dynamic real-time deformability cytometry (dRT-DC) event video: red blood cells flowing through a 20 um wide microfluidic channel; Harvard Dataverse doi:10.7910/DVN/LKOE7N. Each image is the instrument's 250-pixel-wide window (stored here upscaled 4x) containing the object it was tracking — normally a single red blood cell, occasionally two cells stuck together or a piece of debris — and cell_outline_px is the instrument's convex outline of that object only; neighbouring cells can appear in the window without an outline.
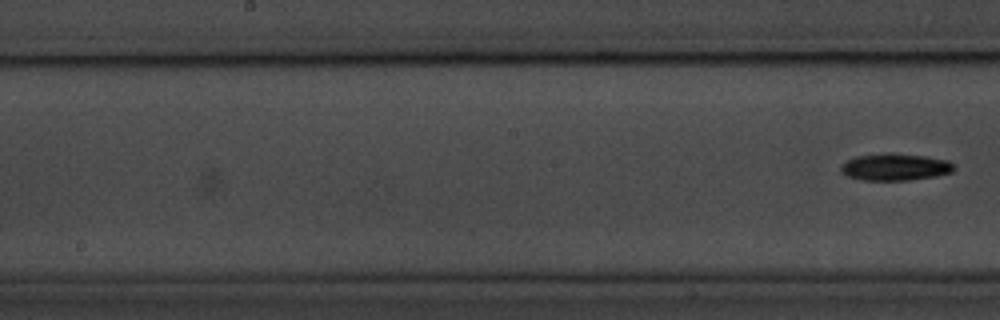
{"species": "common noctule bat (a hibernating species)", "species_latin": "Nyctalus noctula", "temperature_condition": "room temperature", "stored_images_in_passage": 8, "segment_of_instrument_passage": [2, 2], "camera_frame_rate_fps": 3000, "um_per_image_px": 0.085, "animal": {"sex": "male", "body_mass_g": 20.1, "forearm_length_mm": 53.5}, "frame": {"image": 1, "passage_image": 8, "time_ms": 9.333, "image_size_px": [1000, 320], "cell_outline_px": [[956, 168], [952, 172], [936, 176], [908, 180], [860, 180], [848, 176], [840, 172], [840, 168], [848, 160], [856, 156], [924, 156], [948, 160], [956, 164]], "centroid_in_image_um": [76.15, 14.25], "position_along_channel_um": 172.1, "area_um2": 16.94}}